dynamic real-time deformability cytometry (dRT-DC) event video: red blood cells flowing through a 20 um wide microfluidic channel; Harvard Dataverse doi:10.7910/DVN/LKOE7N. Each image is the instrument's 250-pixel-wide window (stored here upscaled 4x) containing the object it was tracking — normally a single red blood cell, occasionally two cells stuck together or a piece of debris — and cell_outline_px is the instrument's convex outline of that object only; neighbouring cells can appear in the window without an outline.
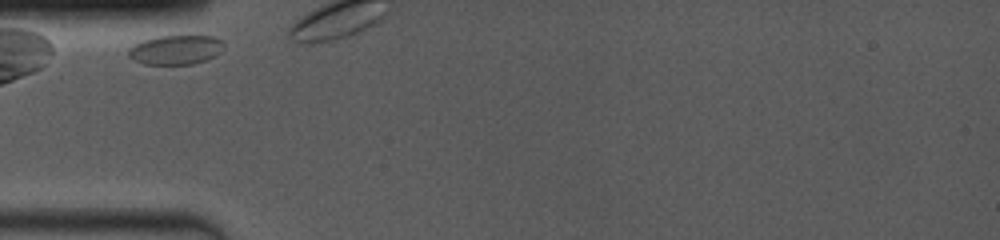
{"species": "common noctule bat (a hibernating species)", "species_latin": "Nyctalus noctula", "temperature_condition": "room temperature", "stored_images_in_passage": 3, "camera_frame_rate_fps": 4000, "um_per_image_px": 0.085, "animal": {"sex": "female", "body_mass_g": 19.0, "forearm_length_mm": 53.3}, "frame": {"image": 1, "passage_image": 1, "time_ms": 0.0, "image_size_px": [1000, 240], "cell_outline_px": [[224, 48], [220, 52], [204, 60], [192, 64], [144, 64], [128, 56], [128, 48], [144, 40], [156, 36], [212, 36], [220, 40], [224, 44]], "centroid_in_image_um": [14.92, 4.23], "position_along_channel_um": 70.1, "area_um2": 16.07}}